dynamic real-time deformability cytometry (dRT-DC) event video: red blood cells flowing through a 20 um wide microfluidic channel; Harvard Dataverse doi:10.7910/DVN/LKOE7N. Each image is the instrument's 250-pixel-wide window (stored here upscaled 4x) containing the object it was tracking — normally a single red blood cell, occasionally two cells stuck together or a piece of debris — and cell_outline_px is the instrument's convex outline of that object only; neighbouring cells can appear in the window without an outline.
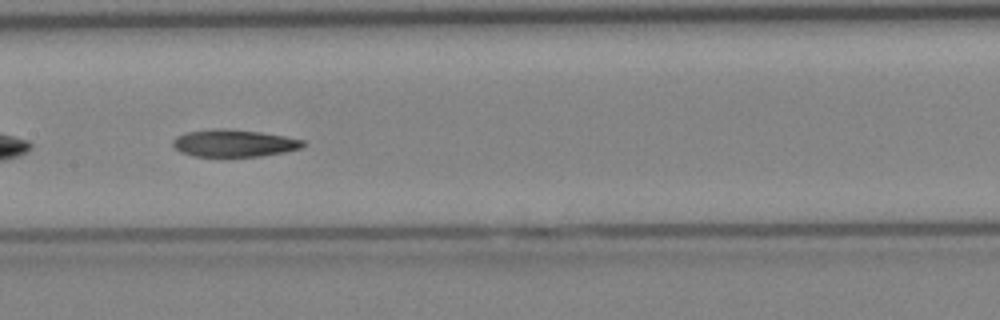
{"species": "Egyptian fruit bat (a non-hibernating species)", "species_latin": "Rousettus aegyptiacus", "temperature_condition": "cold", "stored_images_in_passage": 32, "camera_frame_rate_fps": 3000, "um_per_image_px": 0.085, "animal": {"sex": "female"}, "frame": {"image": 1, "passage_image": 14, "time_ms": 4.333, "image_size_px": [1000, 320], "cell_outline_px": [[308, 144], [300, 148], [284, 152], [264, 156], [228, 160], [196, 156], [180, 152], [172, 144], [172, 140], [176, 136], [188, 132], [260, 132], [284, 136], [304, 140]], "centroid_in_image_um": [19.94, 12.28], "position_along_channel_um": 187.5, "area_um2": 20.46}}